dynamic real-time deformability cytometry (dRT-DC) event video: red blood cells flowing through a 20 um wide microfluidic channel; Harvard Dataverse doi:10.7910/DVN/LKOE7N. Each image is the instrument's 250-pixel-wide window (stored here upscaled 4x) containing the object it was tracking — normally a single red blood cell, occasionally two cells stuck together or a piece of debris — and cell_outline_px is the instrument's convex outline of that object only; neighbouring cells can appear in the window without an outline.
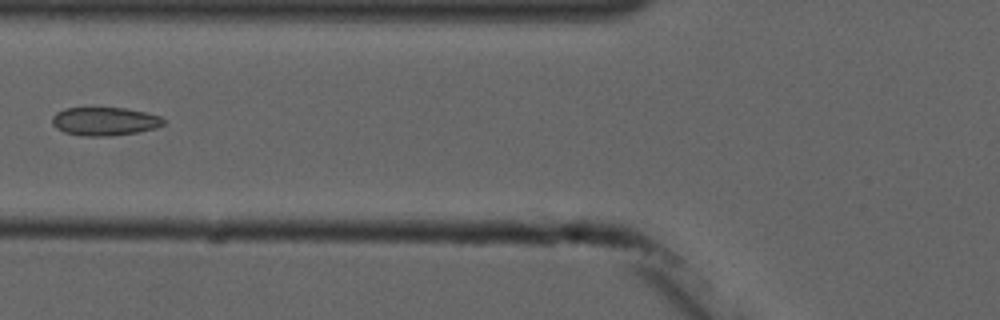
{"species": "common noctule bat (a hibernating species)", "species_latin": "Nyctalus noctula", "temperature_condition": "cold", "stored_images_in_passage": 5, "camera_frame_rate_fps": 3000, "um_per_image_px": 0.085, "animal": {"sex": "male", "forearm_length_mm": 52.5}, "frame": {"image": 1, "passage_image": 5, "time_ms": 4.667, "image_size_px": [1000, 320], "cell_outline_px": [[164, 124], [156, 128], [136, 132], [112, 136], [80, 136], [64, 132], [56, 128], [52, 124], [52, 116], [56, 112], [64, 108], [124, 108], [144, 112], [160, 116], [164, 120]], "centroid_in_image_um": [8.86, 10.32], "position_along_channel_um": 116.9, "area_um2": 18.44}}